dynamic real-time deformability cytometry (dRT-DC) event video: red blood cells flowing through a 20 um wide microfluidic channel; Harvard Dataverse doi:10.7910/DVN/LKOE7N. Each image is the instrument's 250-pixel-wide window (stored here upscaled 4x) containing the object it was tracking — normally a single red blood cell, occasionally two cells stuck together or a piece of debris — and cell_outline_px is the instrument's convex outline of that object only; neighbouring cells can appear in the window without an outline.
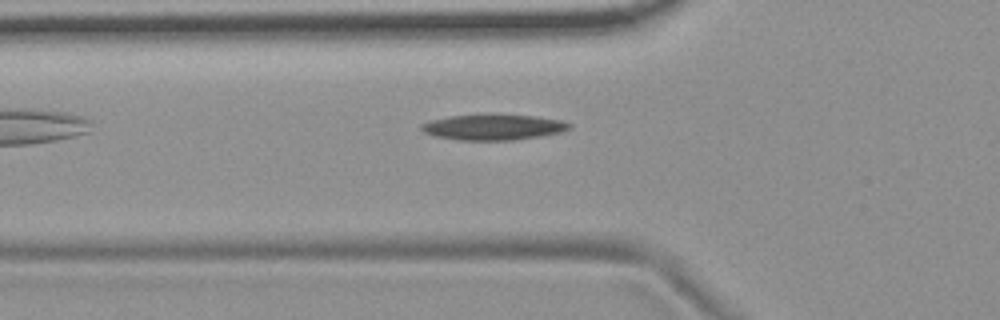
{"species": "common noctule bat (a hibernating species)", "species_latin": "Nyctalus noctula", "temperature_condition": "room temperature", "stored_images_in_passage": 40, "camera_frame_rate_fps": 3000, "um_per_image_px": 0.085, "animal": {"sex": "female", "body_mass_g": 19.9}, "frame": {"image": 1, "passage_image": 3, "time_ms": 0.667, "image_size_px": [1000, 320], "cell_outline_px": [[572, 128], [560, 132], [540, 136], [512, 140], [460, 140], [436, 136], [424, 132], [420, 128], [420, 124], [432, 120], [448, 116], [536, 116], [560, 120], [572, 124]], "centroid_in_image_um": [41.94, 10.83], "position_along_channel_um": 83.9, "area_um2": 21.44}}
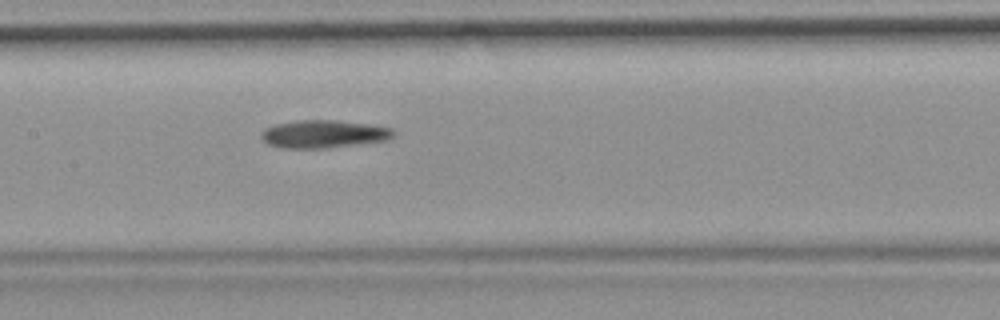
{"frame": {"image": 2, "passage_image": 11, "time_ms": 3.333, "image_size_px": [1000, 320], "cell_outline_px": [[396, 132], [392, 136], [384, 140], [328, 148], [284, 148], [268, 144], [260, 136], [260, 132], [264, 128], [276, 124], [296, 120], [336, 120], [368, 124], [392, 128]], "centroid_in_image_um": [27.46, 11.38], "position_along_channel_um": 179.9, "area_um2": 21.33}}
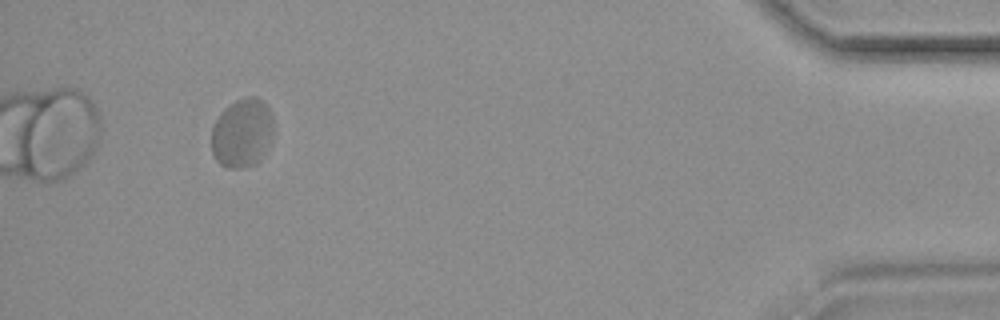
{"frame": {"image": 3, "passage_image": 36, "time_ms": 11.667, "image_size_px": [1000, 320], "cell_outline_px": [[272, 128], [260, 160], [256, 164], [240, 168], [228, 168], [220, 164], [216, 160], [212, 152], [212, 128], [220, 112], [224, 108], [236, 100], [244, 96], [256, 96], [268, 104], [272, 112]], "centroid_in_image_um": [20.55, 11.26], "position_along_channel_um": 414.6, "area_um2": 24.8}, "authors_computed_cell_mechanics": {"area_um2": 22.0796, "velocity_mm_per_s": 3.5901, "shape_relaxation_time_tau1_ms": 7.8796, "shape_relaxation_time_tau2_ms": 2.5391, "deformation_change_tau1": 0.1642, "deformation_change_tau2": 0.0626}}